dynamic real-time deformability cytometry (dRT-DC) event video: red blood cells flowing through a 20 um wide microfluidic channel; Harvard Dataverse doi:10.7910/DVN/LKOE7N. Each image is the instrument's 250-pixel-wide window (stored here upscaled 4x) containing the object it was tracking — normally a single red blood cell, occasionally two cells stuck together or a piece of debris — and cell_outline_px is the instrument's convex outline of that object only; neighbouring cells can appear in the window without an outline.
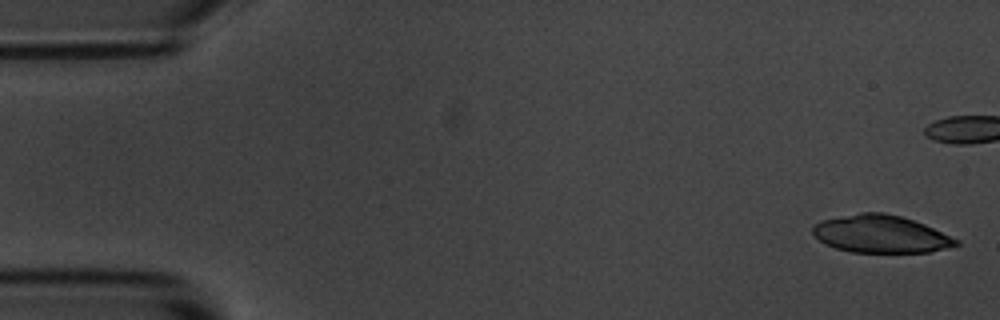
{"species": "common noctule bat (a hibernating species)", "species_latin": "Nyctalus noctula", "temperature_condition": "room temperature", "stored_images_in_passage": 55, "camera_frame_rate_fps": 3000, "um_per_image_px": 0.085, "animal": {"sex": "male", "body_mass_g": 20.1, "forearm_length_mm": 53.5}, "frame": {"image": 1, "passage_image": 2, "time_ms": 0.333, "image_size_px": [1000, 320], "cell_outline_px": [[960, 244], [928, 252], [852, 252], [836, 248], [824, 244], [812, 232], [812, 228], [820, 220], [860, 212], [884, 212], [900, 216], [924, 224], [960, 240]], "centroid_in_image_um": [74.85, 19.88], "position_along_channel_um": 10.2, "area_um2": 31.21}}